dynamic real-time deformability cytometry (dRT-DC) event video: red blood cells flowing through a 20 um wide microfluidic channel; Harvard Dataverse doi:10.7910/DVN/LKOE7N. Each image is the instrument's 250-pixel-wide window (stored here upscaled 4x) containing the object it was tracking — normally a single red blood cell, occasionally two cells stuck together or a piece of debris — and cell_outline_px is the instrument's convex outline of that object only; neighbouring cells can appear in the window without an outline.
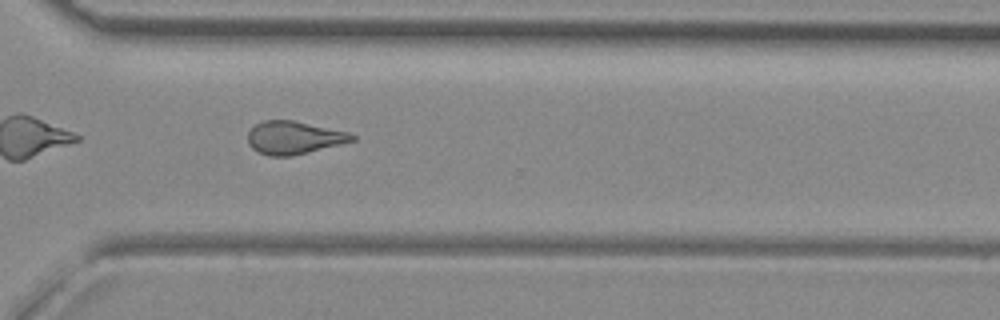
{"species": "common noctule bat (a hibernating species)", "species_latin": "Nyctalus noctula", "temperature_condition": "room temperature", "stored_images_in_passage": 50, "camera_frame_rate_fps": 3000, "um_per_image_px": 0.085, "animal": {"sex": "female", "body_mass_g": 29.2, "forearm_length_mm": 56.3}, "frame": {"image": 1, "passage_image": 36, "time_ms": 11.667, "image_size_px": [1000, 320], "cell_outline_px": [[356, 140], [292, 156], [268, 156], [252, 148], [248, 144], [248, 132], [256, 124], [264, 120], [292, 120], [348, 132], [356, 136]], "centroid_in_image_um": [24.97, 11.7], "position_along_channel_um": 345.6, "area_um2": 19.83}, "authors_computed_cell_mechanics": {"area_um2": 20.4901, "velocity_mm_per_s": 4.0623, "shape_relaxation_time_tau1_ms": null, "shape_relaxation_time_tau2_ms": 2.8258, "deformation_change_tau1": null, "deformation_change_tau2": 0.1268}}